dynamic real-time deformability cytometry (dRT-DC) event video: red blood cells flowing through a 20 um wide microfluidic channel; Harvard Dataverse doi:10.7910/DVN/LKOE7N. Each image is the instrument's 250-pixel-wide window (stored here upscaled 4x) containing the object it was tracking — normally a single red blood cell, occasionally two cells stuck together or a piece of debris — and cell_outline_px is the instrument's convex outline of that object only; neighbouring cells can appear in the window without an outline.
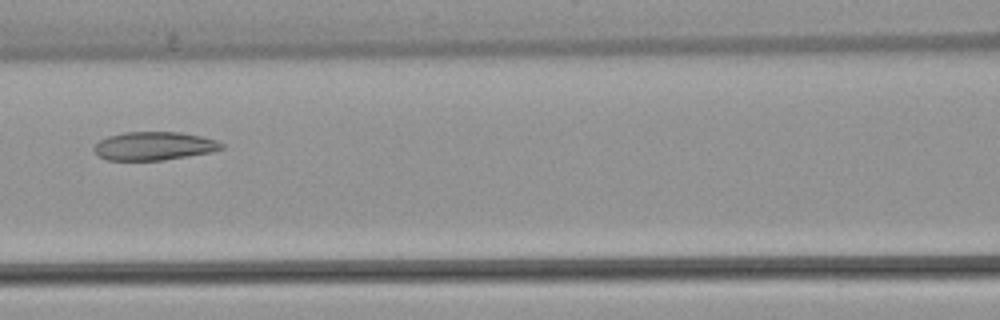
{"species": "common noctule bat (a hibernating species)", "species_latin": "Nyctalus noctula", "temperature_condition": "warm", "stored_images_in_passage": 6, "camera_frame_rate_fps": 3000, "um_per_image_px": 0.085, "animal": {"sex": "female", "body_mass_g": 22.7, "forearm_length_mm": 54.2}, "frame": {"image": 1, "passage_image": 6, "time_ms": 7.0, "image_size_px": [1000, 320], "cell_outline_px": [[224, 148], [212, 152], [164, 160], [104, 160], [92, 148], [100, 140], [108, 136], [124, 132], [180, 132], [200, 136], [216, 140], [224, 144]], "centroid_in_image_um": [13.1, 12.41], "position_along_channel_um": 153.5, "area_um2": 21.1}}